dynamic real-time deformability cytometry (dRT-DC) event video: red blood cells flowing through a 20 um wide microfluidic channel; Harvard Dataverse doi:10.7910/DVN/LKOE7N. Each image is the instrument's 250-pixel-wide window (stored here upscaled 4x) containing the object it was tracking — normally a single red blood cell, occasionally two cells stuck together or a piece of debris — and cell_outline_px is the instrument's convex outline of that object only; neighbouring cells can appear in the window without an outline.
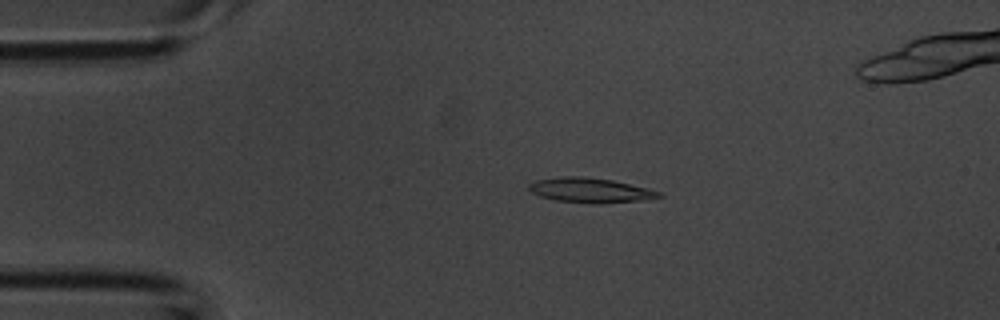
{"species": "common noctule bat (a hibernating species)", "species_latin": "Nyctalus noctula", "temperature_condition": "room temperature", "stored_images_in_passage": 41, "camera_frame_rate_fps": 3000, "um_per_image_px": 0.085, "animal": {"sex": "male", "body_mass_g": 20.1, "forearm_length_mm": 53.5}, "frame": {"image": 1, "passage_image": 7, "time_ms": 2.0, "image_size_px": [1000, 320], "cell_outline_px": [[664, 196], [640, 200], [600, 204], [592, 204], [556, 200], [540, 196], [532, 192], [528, 188], [528, 184], [536, 180], [560, 176], [580, 176], [612, 180], [648, 188], [660, 192]], "centroid_in_image_um": [50.15, 16.17], "position_along_channel_um": 34.8, "area_um2": 18.73}}
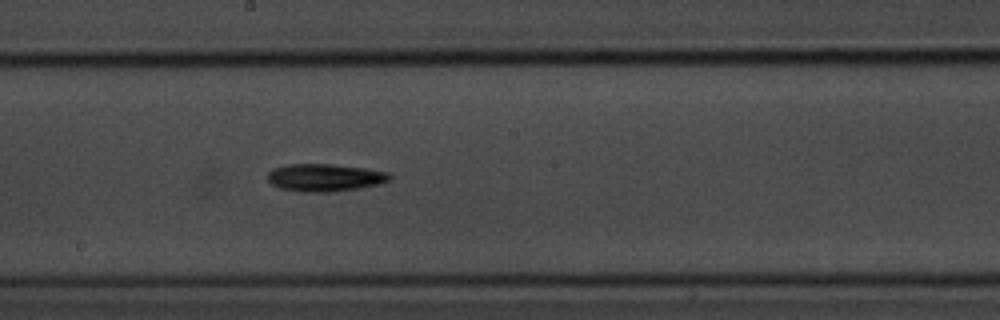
{"frame": {"image": 2, "passage_image": 21, "time_ms": 6.667, "image_size_px": [1000, 320], "cell_outline_px": [[392, 176], [388, 180], [380, 184], [360, 188], [328, 192], [300, 192], [280, 188], [272, 184], [268, 180], [268, 172], [272, 168], [288, 164], [332, 164], [364, 168], [388, 172]], "centroid_in_image_um": [27.59, 15.09], "position_along_channel_um": 220.6, "area_um2": 19.65}}
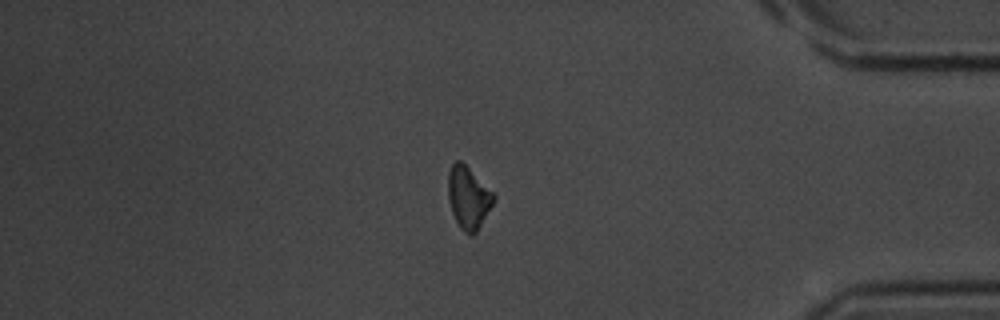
{"frame": {"image": 3, "passage_image": 34, "time_ms": 11.0, "image_size_px": [1000, 320], "cell_outline_px": [[496, 200], [476, 232], [472, 236], [468, 236], [460, 228], [452, 212], [448, 196], [448, 172], [452, 164], [456, 160], [460, 160], [496, 192]], "centroid_in_image_um": [39.85, 16.79], "position_along_channel_um": 395.4, "area_um2": 16.88}}